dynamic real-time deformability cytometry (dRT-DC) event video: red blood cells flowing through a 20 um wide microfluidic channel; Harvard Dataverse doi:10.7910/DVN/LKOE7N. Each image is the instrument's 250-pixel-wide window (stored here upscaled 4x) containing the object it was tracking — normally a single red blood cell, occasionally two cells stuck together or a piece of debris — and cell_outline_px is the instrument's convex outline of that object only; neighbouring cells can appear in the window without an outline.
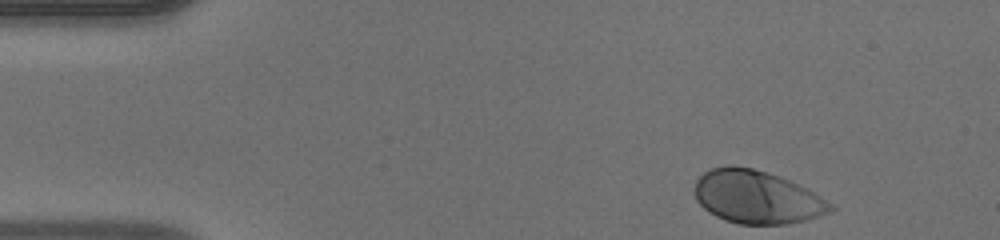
{"species": "human", "species_latin": "Homo sapiens", "temperature_condition": "warm", "stored_images_in_passage": 42, "camera_frame_rate_fps": 3000, "um_per_image_px": 0.085, "donor": {"sex": "male"}, "frame": {"image": 1, "passage_image": 1, "time_ms": 0.0, "image_size_px": [1000, 240], "cell_outline_px": [[836, 208], [820, 216], [788, 224], [740, 224], [724, 220], [716, 216], [704, 208], [696, 200], [692, 192], [696, 180], [704, 172], [712, 168], [732, 164], [752, 168], [768, 172], [780, 176], [820, 196], [832, 204]], "centroid_in_image_um": [64.28, 16.74], "position_along_channel_um": 20.7, "area_um2": 42.02}}
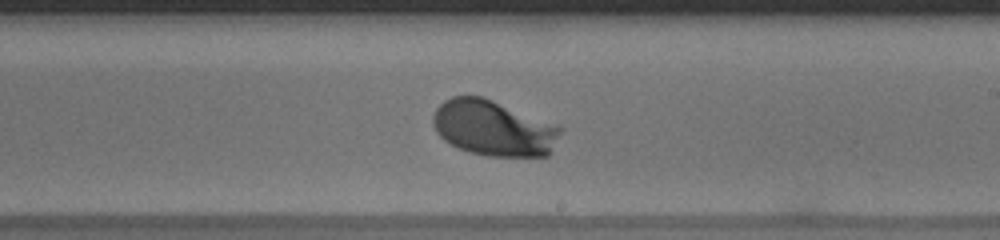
{"frame": {"image": 2, "passage_image": 23, "time_ms": 7.333, "image_size_px": [1000, 240], "cell_outline_px": [[564, 128], [548, 156], [488, 156], [468, 152], [444, 140], [436, 132], [432, 124], [432, 116], [436, 108], [444, 100], [452, 96], [484, 96], [556, 124]], "centroid_in_image_um": [41.95, 10.88], "position_along_channel_um": 247.1, "area_um2": 41.56}}
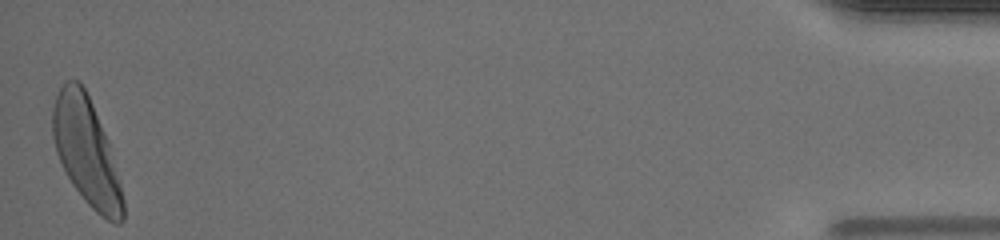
{"frame": {"image": 3, "passage_image": 42, "time_ms": 13.667, "image_size_px": [1000, 240], "cell_outline_px": [[124, 220], [120, 224], [116, 224], [100, 216], [84, 200], [72, 184], [56, 152], [52, 136], [52, 108], [56, 96], [60, 88], [68, 80], [80, 80], [92, 104], [108, 140], [120, 184], [124, 200]], "centroid_in_image_um": [7.34, 12.9], "position_along_channel_um": 427.9, "area_um2": 43.52}}